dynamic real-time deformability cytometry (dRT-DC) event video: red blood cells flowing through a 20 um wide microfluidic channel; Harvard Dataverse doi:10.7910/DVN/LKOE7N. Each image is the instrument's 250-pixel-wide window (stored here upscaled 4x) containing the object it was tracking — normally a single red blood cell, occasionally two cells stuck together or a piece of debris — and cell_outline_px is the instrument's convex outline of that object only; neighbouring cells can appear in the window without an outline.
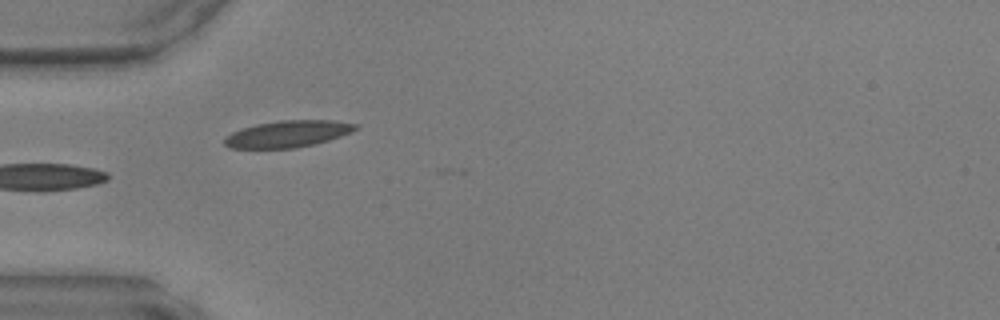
{"species": "common noctule bat (a hibernating species)", "species_latin": "Nyctalus noctula", "temperature_condition": "warm", "stored_images_in_passage": 26, "camera_frame_rate_fps": 3000, "um_per_image_px": 0.085, "animal": {"sex": "male", "body_mass_g": 17.9, "forearm_length_mm": 54.2}, "frame": {"image": 1, "passage_image": 1, "time_ms": 0.0, "image_size_px": [1000, 320], "cell_outline_px": [[360, 128], [352, 132], [328, 140], [296, 148], [228, 148], [224, 144], [224, 136], [232, 132], [256, 124], [280, 120], [332, 120], [360, 124]], "centroid_in_image_um": [24.48, 11.37], "position_along_channel_um": 60.5, "area_um2": 20.46}}